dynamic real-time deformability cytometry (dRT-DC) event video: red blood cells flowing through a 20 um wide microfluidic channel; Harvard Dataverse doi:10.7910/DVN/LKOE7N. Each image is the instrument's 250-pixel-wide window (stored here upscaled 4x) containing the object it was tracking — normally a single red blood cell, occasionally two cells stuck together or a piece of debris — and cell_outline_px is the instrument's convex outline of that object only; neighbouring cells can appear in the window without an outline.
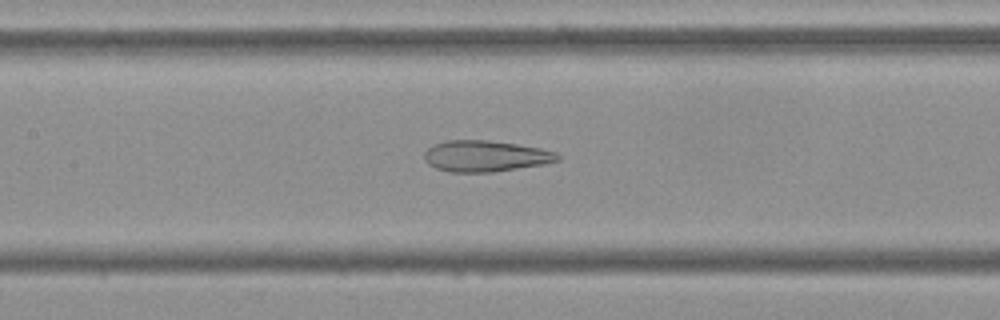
{"species": "Egyptian fruit bat (a non-hibernating species)", "species_latin": "Rousettus aegyptiacus", "temperature_condition": "cold", "stored_images_in_passage": 41, "camera_frame_rate_fps": 3000, "um_per_image_px": 0.085, "frame": {"image": 1, "passage_image": 12, "time_ms": 3.667, "image_size_px": [1000, 320], "cell_outline_px": [[560, 160], [544, 164], [492, 172], [448, 172], [436, 168], [428, 164], [424, 160], [424, 152], [428, 148], [444, 140], [488, 140], [516, 144], [540, 148], [556, 152], [560, 156]], "centroid_in_image_um": [41.25, 13.27], "position_along_channel_um": 166.2, "area_um2": 24.22}}
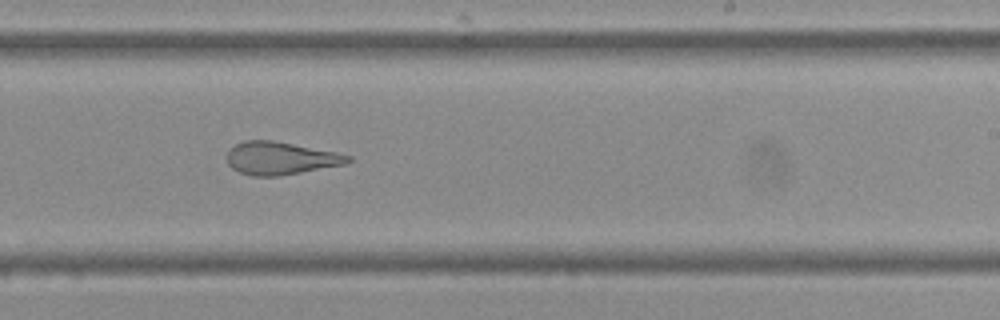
{"frame": {"image": 2, "passage_image": 20, "time_ms": 6.333, "image_size_px": [1000, 320], "cell_outline_px": [[352, 160], [344, 164], [280, 176], [252, 176], [240, 172], [232, 168], [228, 164], [228, 152], [236, 144], [244, 140], [272, 140], [336, 152], [352, 156]], "centroid_in_image_um": [23.84, 13.45], "position_along_channel_um": 265.2, "area_um2": 22.89}}
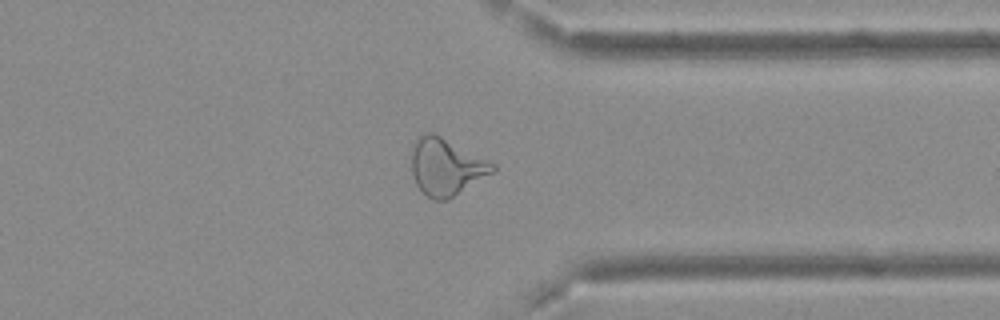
{"frame": {"image": 3, "passage_image": 29, "time_ms": 9.333, "image_size_px": [1000, 320], "cell_outline_px": [[496, 172], [448, 200], [436, 200], [428, 196], [416, 184], [412, 172], [412, 144], [424, 132], [432, 132], [496, 164]], "centroid_in_image_um": [37.95, 14.19], "position_along_channel_um": 373.4, "area_um2": 26.88}, "authors_computed_cell_mechanics": {"area_um2": 25.8944, "velocity_mm_per_s": 3.7187, "shape_relaxation_time_tau1_ms": null, "shape_relaxation_time_tau2_ms": 2.0764, "deformation_change_tau1": null, "deformation_change_tau2": 0.1193}}